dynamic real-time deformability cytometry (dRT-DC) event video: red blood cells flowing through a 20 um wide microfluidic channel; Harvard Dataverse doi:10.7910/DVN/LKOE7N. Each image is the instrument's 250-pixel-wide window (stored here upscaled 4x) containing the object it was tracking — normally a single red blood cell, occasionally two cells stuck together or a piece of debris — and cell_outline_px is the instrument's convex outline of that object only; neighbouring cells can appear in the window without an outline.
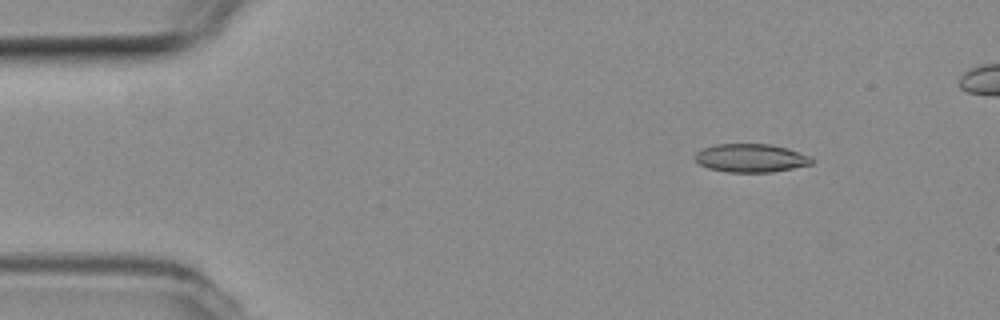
{"species": "common noctule bat (a hibernating species)", "species_latin": "Nyctalus noctula", "temperature_condition": "room temperature", "stored_images_in_passage": 47, "camera_frame_rate_fps": 3000, "um_per_image_px": 0.085, "animal": {"sex": "female", "body_mass_g": 19.3, "forearm_length_mm": 54.1}, "frame": {"image": 1, "passage_image": 3, "time_ms": 0.667, "image_size_px": [1000, 320], "cell_outline_px": [[812, 164], [772, 172], [728, 172], [708, 168], [700, 164], [696, 160], [696, 152], [700, 148], [716, 144], [772, 144], [788, 148], [812, 156]], "centroid_in_image_um": [63.83, 13.42], "position_along_channel_um": 21.2, "area_um2": 19.36}}
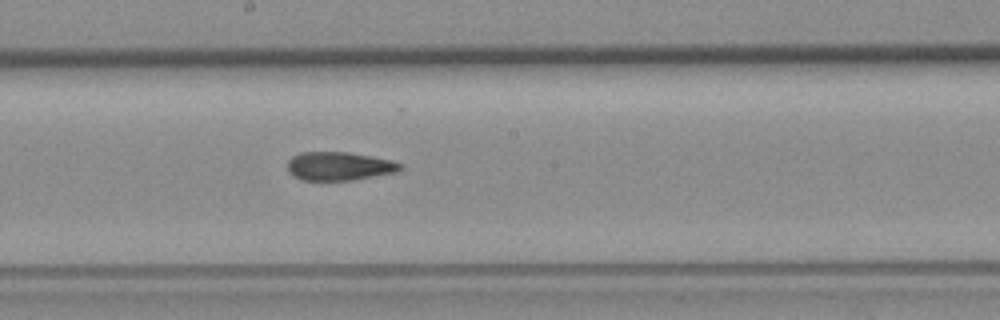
{"frame": {"image": 2, "passage_image": 25, "time_ms": 8.0, "image_size_px": [1000, 320], "cell_outline_px": [[400, 168], [396, 172], [352, 180], [300, 180], [288, 172], [288, 160], [292, 156], [300, 152], [348, 152], [392, 160], [400, 164]], "centroid_in_image_um": [28.77, 14.12], "position_along_channel_um": 219.4, "area_um2": 18.61}}
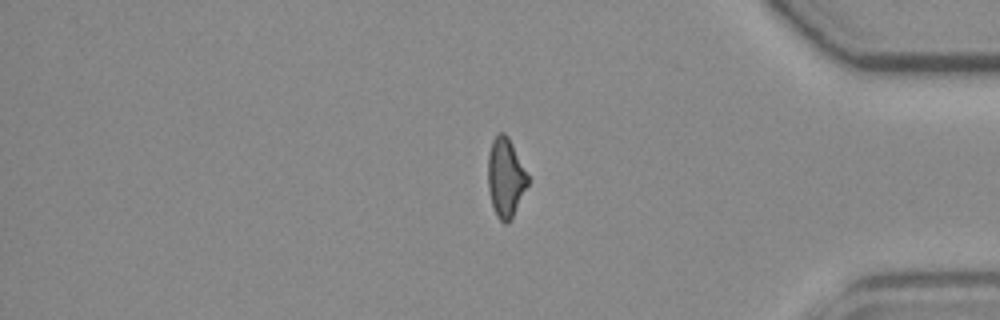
{"frame": {"image": 3, "passage_image": 41, "time_ms": 13.333, "image_size_px": [1000, 320], "cell_outline_px": [[528, 184], [508, 224], [504, 224], [496, 216], [492, 204], [488, 188], [488, 156], [492, 140], [500, 132], [504, 132], [508, 136], [528, 176]], "centroid_in_image_um": [42.95, 15.09], "position_along_channel_um": 392.2, "area_um2": 18.03}}